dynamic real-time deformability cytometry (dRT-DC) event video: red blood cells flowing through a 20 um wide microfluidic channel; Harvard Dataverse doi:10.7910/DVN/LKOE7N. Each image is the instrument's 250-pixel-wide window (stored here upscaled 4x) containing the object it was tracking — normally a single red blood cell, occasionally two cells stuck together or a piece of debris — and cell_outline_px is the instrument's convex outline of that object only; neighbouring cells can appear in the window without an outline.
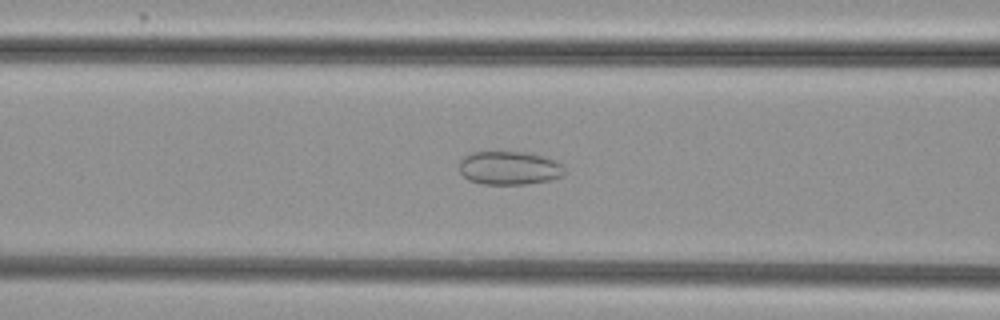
{"species": "common noctule bat (a hibernating species)", "species_latin": "Nyctalus noctula", "temperature_condition": "cold", "stored_images_in_passage": 53, "camera_frame_rate_fps": 3000, "um_per_image_px": 0.085, "animal": {"sex": "female", "body_mass_g": 29.2, "forearm_length_mm": 56.3}, "frame": {"image": 1, "passage_image": 22, "time_ms": 7.0, "image_size_px": [1000, 320], "cell_outline_px": [[564, 172], [560, 176], [548, 180], [528, 184], [480, 184], [468, 180], [460, 172], [460, 160], [464, 156], [472, 152], [524, 152], [544, 156], [556, 160], [564, 164]], "centroid_in_image_um": [43.28, 14.28], "position_along_channel_um": 123.3, "area_um2": 20.63}}
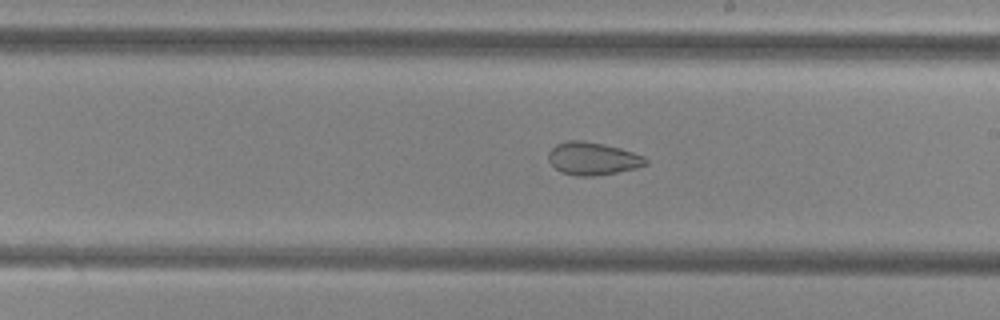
{"frame": {"image": 2, "passage_image": 31, "time_ms": 10.0, "image_size_px": [1000, 320], "cell_outline_px": [[648, 164], [636, 168], [616, 172], [592, 176], [576, 176], [560, 172], [548, 160], [548, 152], [556, 144], [568, 140], [580, 140], [604, 144], [620, 148], [644, 156], [648, 160]], "centroid_in_image_um": [50.37, 13.48], "position_along_channel_um": 238.6, "area_um2": 18.55}}
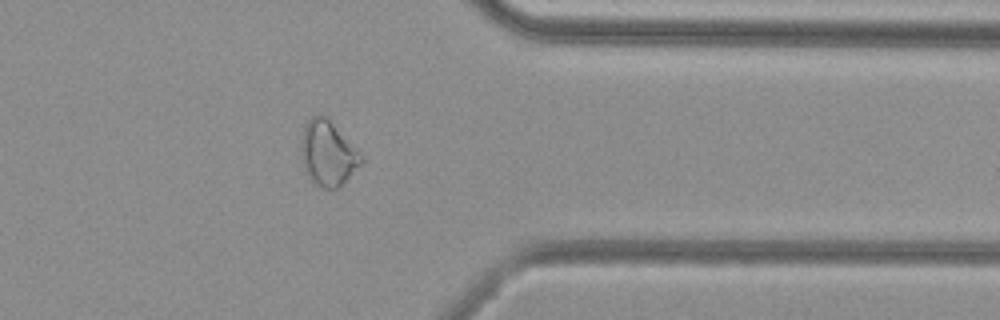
{"frame": {"image": 3, "passage_image": 43, "time_ms": 14.0, "image_size_px": [1000, 320], "cell_outline_px": [[364, 160], [336, 188], [320, 188], [312, 184], [304, 172], [300, 160], [300, 144], [304, 124], [312, 116], [320, 112], [364, 156]], "centroid_in_image_um": [27.78, 13.04], "position_along_channel_um": 383.6, "area_um2": 22.77}, "authors_computed_cell_mechanics": {"area_um2": 23.9292, "velocity_mm_per_s": 3.8428, "shape_relaxation_time_tau1_ms": null, "shape_relaxation_time_tau2_ms": 2.1246, "deformation_change_tau1": null, "deformation_change_tau2": 0.0793}}